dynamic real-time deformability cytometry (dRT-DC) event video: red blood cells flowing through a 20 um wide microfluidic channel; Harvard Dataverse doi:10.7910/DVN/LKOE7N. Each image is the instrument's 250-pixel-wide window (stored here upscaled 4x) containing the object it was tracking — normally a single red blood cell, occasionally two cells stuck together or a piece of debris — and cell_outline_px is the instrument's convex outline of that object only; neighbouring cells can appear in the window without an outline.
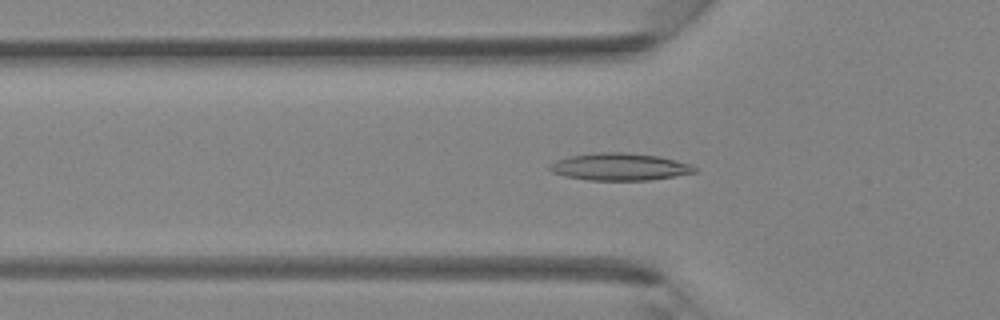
{"species": "Egyptian fruit bat (a non-hibernating species)", "species_latin": "Rousettus aegyptiacus", "temperature_condition": "room temperature", "stored_images_in_passage": 43, "camera_frame_rate_fps": 3000, "um_per_image_px": 0.085, "animal": {"sex": "female"}, "frame": {"image": 1, "passage_image": 14, "time_ms": 4.333, "image_size_px": [1000, 320], "cell_outline_px": [[696, 172], [648, 180], [588, 180], [564, 176], [552, 172], [548, 168], [548, 164], [556, 160], [568, 156], [592, 152], [624, 152], [660, 156], [676, 160], [688, 164], [696, 168]], "centroid_in_image_um": [52.59, 14.16], "position_along_channel_um": 73.2, "area_um2": 23.06}}
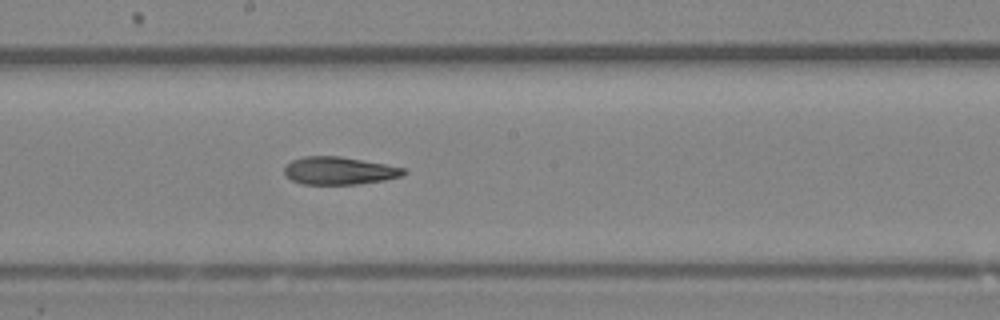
{"frame": {"image": 2, "passage_image": 23, "time_ms": 7.333, "image_size_px": [1000, 320], "cell_outline_px": [[408, 172], [400, 176], [384, 180], [356, 184], [304, 184], [292, 180], [284, 172], [284, 168], [292, 160], [304, 156], [340, 156], [384, 164], [404, 168]], "centroid_in_image_um": [28.83, 14.5], "position_along_channel_um": 219.4, "area_um2": 19.02}}
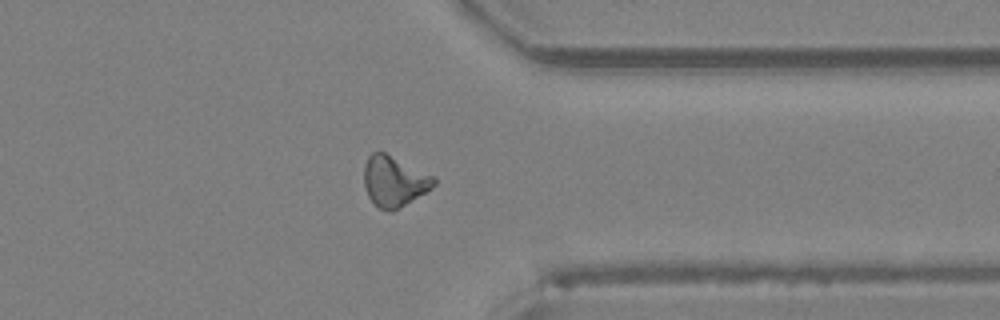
{"frame": {"image": 3, "passage_image": 33, "time_ms": 10.667, "image_size_px": [1000, 320], "cell_outline_px": [[436, 184], [432, 188], [400, 208], [392, 212], [388, 212], [380, 208], [368, 196], [364, 184], [364, 164], [368, 156], [372, 152], [384, 152], [436, 176]], "centroid_in_image_um": [33.52, 15.4], "position_along_channel_um": 377.9, "area_um2": 20.69}}